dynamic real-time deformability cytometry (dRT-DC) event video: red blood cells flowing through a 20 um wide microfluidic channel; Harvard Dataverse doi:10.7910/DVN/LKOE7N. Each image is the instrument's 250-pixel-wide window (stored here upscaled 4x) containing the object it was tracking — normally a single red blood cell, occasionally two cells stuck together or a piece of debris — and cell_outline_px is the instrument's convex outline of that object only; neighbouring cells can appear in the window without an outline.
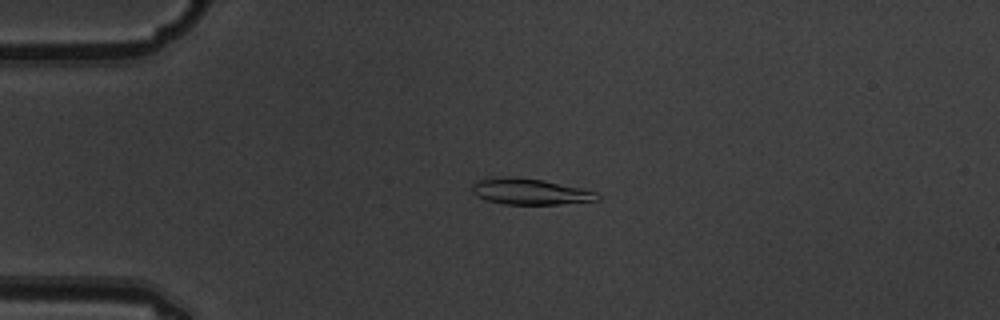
{"species": "common noctule bat (a hibernating species)", "species_latin": "Nyctalus noctula", "temperature_condition": "warm", "stored_images_in_passage": 5, "camera_frame_rate_fps": 3000, "um_per_image_px": 0.085, "animal": {"sex": "male", "body_mass_g": 19.5, "forearm_length_mm": 54.6}, "frame": {"image": 1, "passage_image": 4, "time_ms": 1.0, "image_size_px": [1000, 320], "cell_outline_px": [[600, 200], [560, 204], [504, 204], [484, 200], [476, 196], [472, 192], [472, 184], [476, 180], [544, 180], [580, 188], [596, 192], [600, 196]], "centroid_in_image_um": [45.12, 16.35], "position_along_channel_um": 39.9, "area_um2": 18.03}}